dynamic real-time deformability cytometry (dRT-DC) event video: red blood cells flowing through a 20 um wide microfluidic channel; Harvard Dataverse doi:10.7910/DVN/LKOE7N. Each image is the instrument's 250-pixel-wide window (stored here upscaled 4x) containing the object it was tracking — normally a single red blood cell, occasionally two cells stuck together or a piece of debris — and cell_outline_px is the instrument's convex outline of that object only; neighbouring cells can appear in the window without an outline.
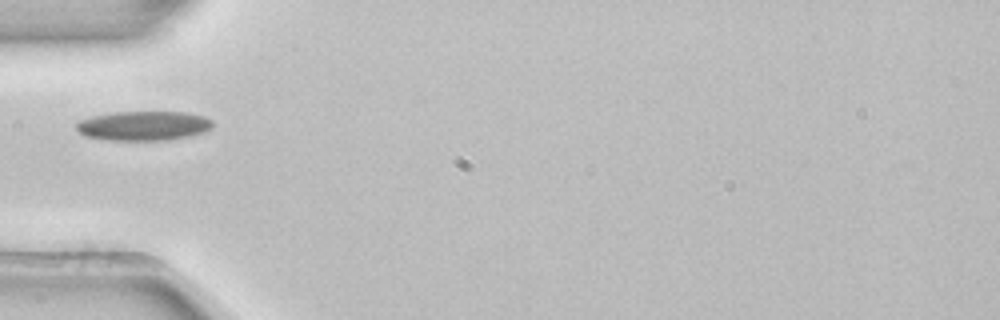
{"species": "common noctule bat (a hibernating species)", "species_latin": "Nyctalus noctula", "temperature_condition": "room temperature", "stored_images_in_passage": 1, "camera_frame_rate_fps": 3000, "um_per_image_px": 0.085, "animal": {"sex": "female", "body_mass_g": 22.7, "forearm_length_mm": 54.2}, "frame": {"image": 1, "passage_image": 1, "time_ms": 0.0, "image_size_px": [1000, 320], "cell_outline_px": [[212, 128], [204, 132], [188, 136], [164, 140], [108, 140], [84, 136], [76, 128], [76, 124], [80, 120], [92, 116], [112, 112], [184, 112], [204, 116], [212, 120]], "centroid_in_image_um": [12.19, 10.69], "position_along_channel_um": 72.8, "area_um2": 23.35}}